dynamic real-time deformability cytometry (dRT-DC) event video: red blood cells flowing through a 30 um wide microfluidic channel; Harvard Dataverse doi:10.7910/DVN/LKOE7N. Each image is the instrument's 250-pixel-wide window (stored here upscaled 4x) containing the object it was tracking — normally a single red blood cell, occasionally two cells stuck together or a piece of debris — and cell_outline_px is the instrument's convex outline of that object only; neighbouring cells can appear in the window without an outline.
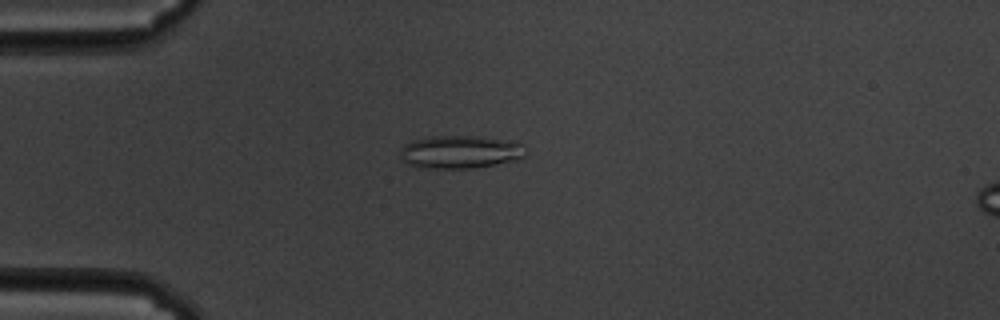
{"species": "common noctule bat (a hibernating species)", "species_latin": "Nyctalus noctula", "temperature_condition": "cold", "stored_images_in_passage": 60, "camera_frame_rate_fps": 3000, "um_per_image_px": 0.085, "animal": {"sex": "male", "body_mass_g": 19.5, "forearm_length_mm": 54.6}, "frame": {"image": 1, "passage_image": 16, "time_ms": 5.0, "image_size_px": [1000, 320], "cell_outline_px": [[528, 156], [520, 160], [472, 168], [428, 168], [408, 164], [400, 160], [400, 148], [404, 144], [412, 140], [436, 136], [476, 136], [516, 140], [524, 144]], "centroid_in_image_um": [39.2, 12.9], "position_along_channel_um": 45.8, "area_um2": 24.68}}
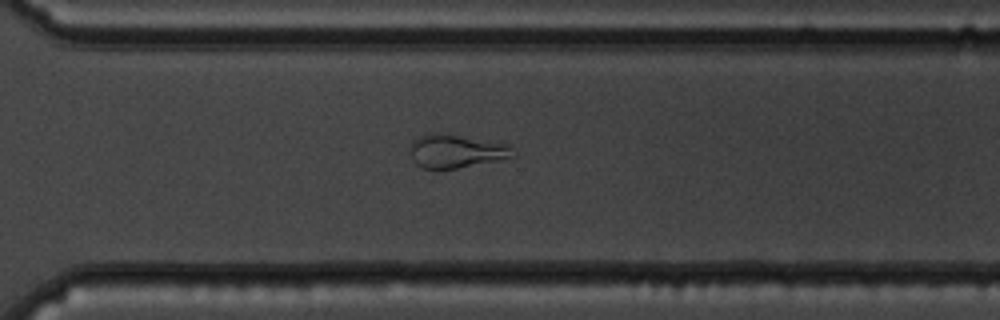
{"frame": {"image": 2, "passage_image": 43, "time_ms": 14.0, "image_size_px": [1000, 320], "cell_outline_px": [[516, 156], [456, 168], [420, 168], [412, 160], [408, 152], [412, 140], [428, 132], [440, 132], [504, 144]], "centroid_in_image_um": [38.62, 12.83], "position_along_channel_um": 332.0, "area_um2": 19.71}}
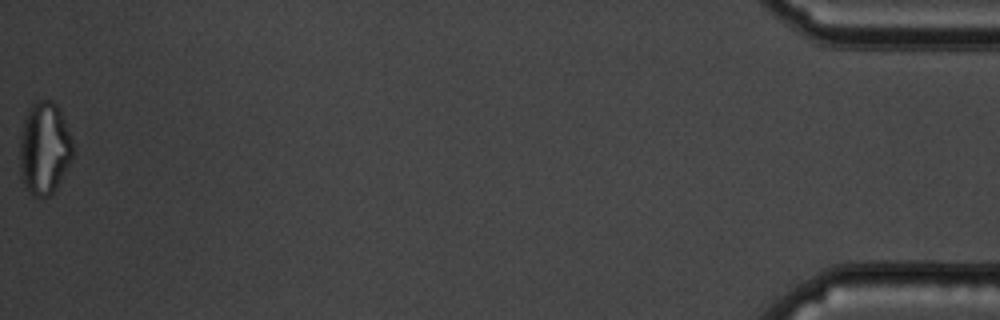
{"frame": {"image": 3, "passage_image": 60, "time_ms": 19.667, "image_size_px": [1000, 320], "cell_outline_px": [[72, 160], [56, 188], [48, 196], [36, 196], [24, 184], [20, 168], [20, 140], [24, 120], [28, 108], [32, 104], [40, 100], [52, 100], [56, 104], [64, 120], [72, 140]], "centroid_in_image_um": [3.77, 12.58], "position_along_channel_um": 431.4, "area_um2": 28.15}, "authors_computed_cell_mechanics": {"area_um2": 24.4205, "velocity_mm_per_s": 3.3954, "shape_relaxation_time_tau1_ms": null, "shape_relaxation_time_tau2_ms": 0.945, "deformation_change_tau1": null, "deformation_change_tau2": 0.0684}}